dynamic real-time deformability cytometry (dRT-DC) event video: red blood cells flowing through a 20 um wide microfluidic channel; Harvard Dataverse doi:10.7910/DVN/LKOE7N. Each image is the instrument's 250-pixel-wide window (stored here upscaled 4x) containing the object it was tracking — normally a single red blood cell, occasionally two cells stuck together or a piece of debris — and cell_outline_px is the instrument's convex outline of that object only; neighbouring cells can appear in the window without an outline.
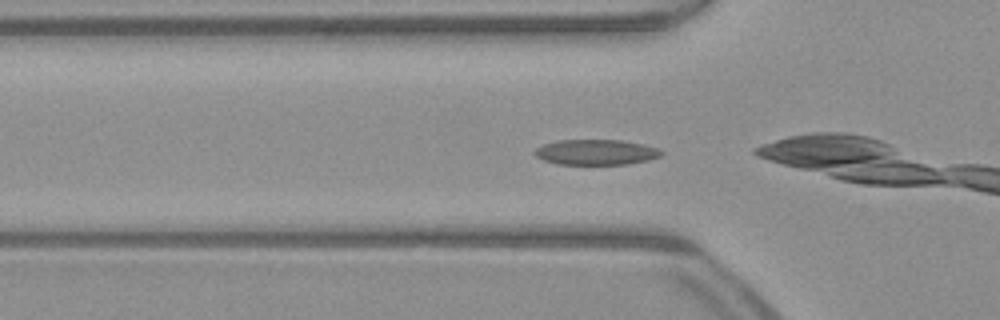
{"species": "common noctule bat (a hibernating species)", "species_latin": "Nyctalus noctula", "temperature_condition": "warm", "stored_images_in_passage": 13, "camera_frame_rate_fps": 3000, "um_per_image_px": 0.085, "animal": {"sex": "male", "body_mass_g": 23.1, "forearm_length_mm": 52.7}, "frame": {"image": 1, "passage_image": 11, "time_ms": 3.333, "image_size_px": [1000, 320], "cell_outline_px": [[664, 152], [660, 156], [648, 160], [628, 164], [556, 164], [544, 160], [536, 156], [532, 152], [536, 148], [544, 144], [560, 140], [620, 140], [644, 144], [660, 148]], "centroid_in_image_um": [50.68, 12.93], "position_along_channel_um": 75.1, "area_um2": 18.79}}